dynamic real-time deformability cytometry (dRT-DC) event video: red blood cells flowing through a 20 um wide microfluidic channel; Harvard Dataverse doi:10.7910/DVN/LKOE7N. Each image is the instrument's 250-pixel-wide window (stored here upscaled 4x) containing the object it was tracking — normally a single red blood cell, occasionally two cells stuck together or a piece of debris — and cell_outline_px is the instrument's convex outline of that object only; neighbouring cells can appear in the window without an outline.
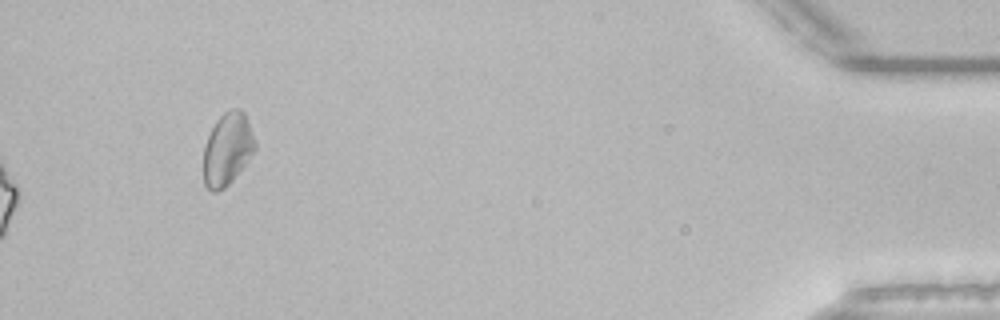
{"species": "common noctule bat (a hibernating species)", "species_latin": "Nyctalus noctula", "temperature_condition": "room temperature", "stored_images_in_passage": 33, "camera_frame_rate_fps": 3000, "um_per_image_px": 0.085, "animal": {"sex": "male", "body_mass_g": 21.5, "forearm_length_mm": 52.0}, "frame": {"image": 1, "passage_image": 33, "time_ms": 10.667, "image_size_px": [1000, 320], "cell_outline_px": [[256, 148], [232, 180], [224, 188], [216, 192], [212, 192], [204, 184], [204, 144], [216, 120], [224, 112], [232, 108], [240, 108], [244, 112], [256, 140]], "centroid_in_image_um": [19.32, 12.65], "position_along_channel_um": 415.9, "area_um2": 21.62}}